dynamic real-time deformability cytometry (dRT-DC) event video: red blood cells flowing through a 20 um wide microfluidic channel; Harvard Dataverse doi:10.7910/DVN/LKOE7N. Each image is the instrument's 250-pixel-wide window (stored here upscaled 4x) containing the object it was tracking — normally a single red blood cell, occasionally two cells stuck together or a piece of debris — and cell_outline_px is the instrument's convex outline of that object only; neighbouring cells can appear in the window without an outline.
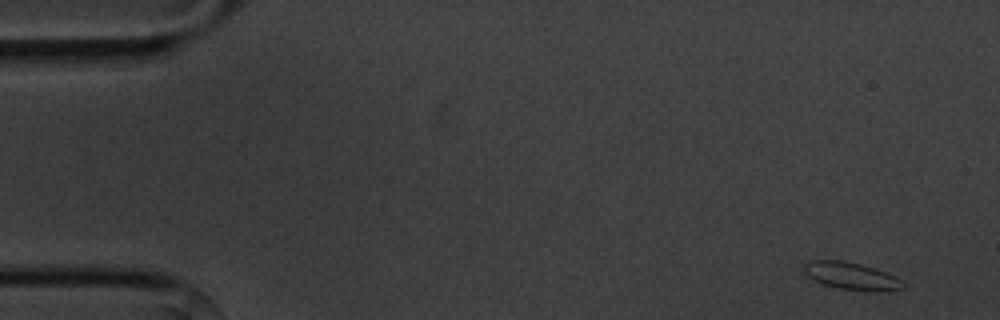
{"species": "common noctule bat (a hibernating species)", "species_latin": "Nyctalus noctula", "temperature_condition": "cold", "stored_images_in_passage": 6, "camera_frame_rate_fps": 3000, "um_per_image_px": 0.085, "animal": {"sex": "male", "body_mass_g": 20.1, "forearm_length_mm": 53.5}, "frame": {"image": 1, "passage_image": 1, "time_ms": 0.0, "image_size_px": [1000, 320], "cell_outline_px": [[904, 288], [888, 292], [876, 292], [836, 288], [824, 284], [808, 276], [804, 272], [804, 264], [812, 260], [844, 260], [876, 268], [896, 276], [904, 280]], "centroid_in_image_um": [72.45, 23.47], "position_along_channel_um": 12.5, "area_um2": 16.07}}
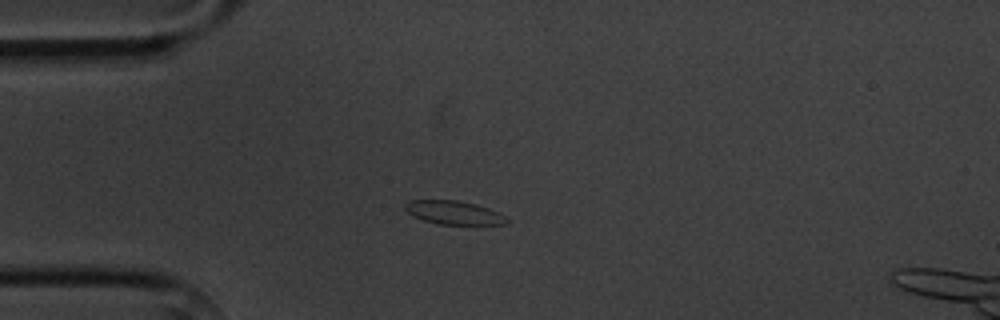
{"frame": {"image": 2, "passage_image": 4, "time_ms": 3.667, "image_size_px": [1000, 320], "cell_outline_px": [[512, 220], [508, 224], [436, 224], [412, 216], [404, 208], [404, 204], [408, 200], [456, 200], [476, 204], [500, 212]], "centroid_in_image_um": [38.61, 18.07], "position_along_channel_um": 46.4, "area_um2": 14.16}}
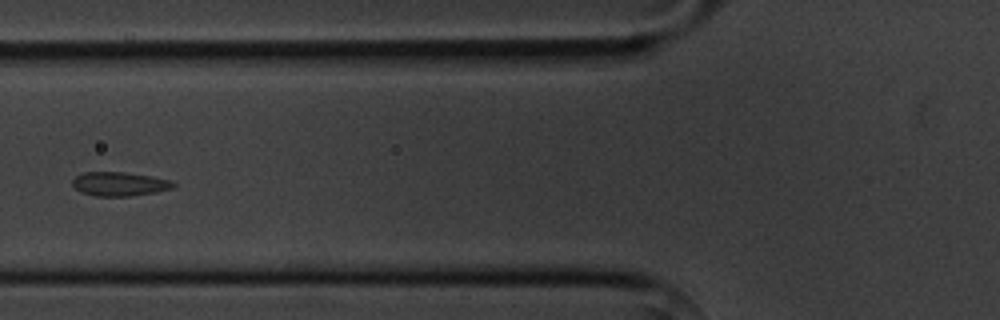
{"frame": {"image": 3, "passage_image": 6, "time_ms": 6.0, "image_size_px": [1000, 320], "cell_outline_px": [[176, 184], [172, 188], [156, 192], [132, 196], [96, 196], [80, 192], [72, 184], [72, 180], [76, 176], [84, 172], [124, 172], [152, 176], [172, 180]], "centroid_in_image_um": [10.17, 15.63], "position_along_channel_um": 115.6, "area_um2": 14.16}}